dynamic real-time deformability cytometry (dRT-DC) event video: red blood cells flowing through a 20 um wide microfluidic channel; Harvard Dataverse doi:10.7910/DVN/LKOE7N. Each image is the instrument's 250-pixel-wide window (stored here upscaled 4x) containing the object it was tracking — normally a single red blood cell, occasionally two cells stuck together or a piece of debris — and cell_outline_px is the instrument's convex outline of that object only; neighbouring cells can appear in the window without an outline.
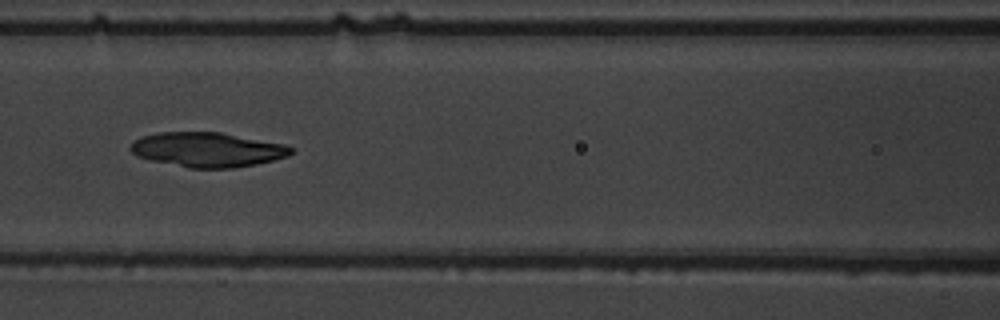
{"species": "common noctule bat (a hibernating species)", "species_latin": "Nyctalus noctula", "temperature_condition": "warm", "stored_images_in_passage": 45, "camera_frame_rate_fps": 3000, "um_per_image_px": 0.085, "animal": {"sex": "male", "body_mass_g": 19.5, "forearm_length_mm": 54.6}, "frame": {"image": 1, "passage_image": 21, "time_ms": 6.667, "image_size_px": [1000, 320], "cell_outline_px": [[296, 152], [288, 156], [256, 164], [232, 168], [188, 168], [152, 160], [136, 156], [128, 148], [136, 140], [144, 136], [160, 132], [220, 132], [284, 144], [296, 148]], "centroid_in_image_um": [17.68, 12.72], "position_along_channel_um": 148.9, "area_um2": 32.31}}
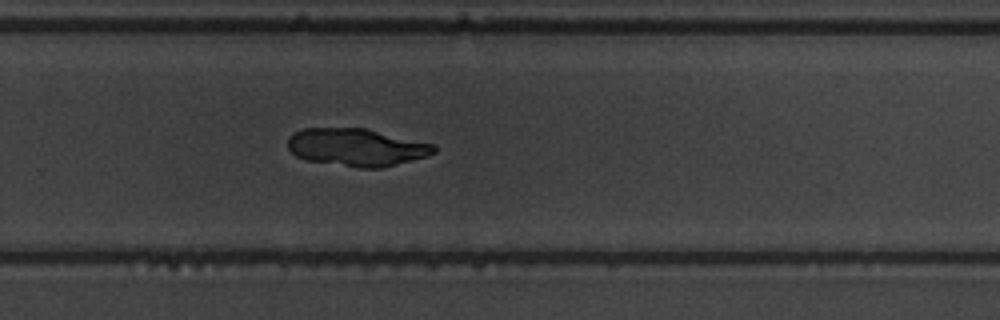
{"frame": {"image": 2, "passage_image": 33, "time_ms": 10.667, "image_size_px": [1000, 320], "cell_outline_px": [[436, 152], [428, 156], [380, 168], [360, 168], [308, 160], [296, 156], [288, 148], [288, 140], [300, 128], [364, 128], [432, 144], [436, 148]], "centroid_in_image_um": [30.3, 12.52], "position_along_channel_um": 299.5, "area_um2": 31.62}}
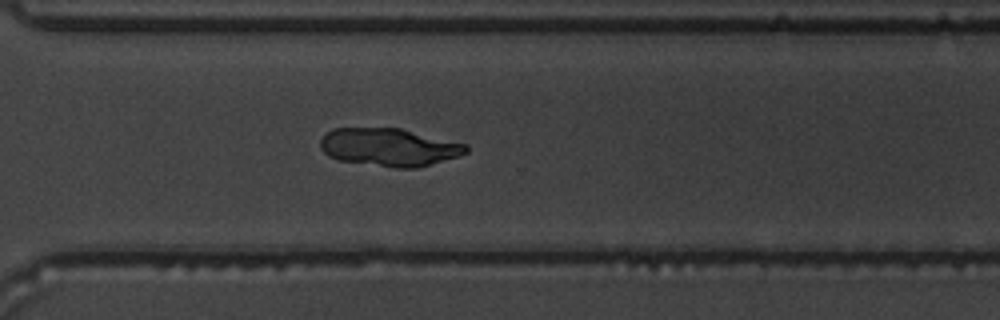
{"frame": {"image": 3, "passage_image": 36, "time_ms": 11.667, "image_size_px": [1000, 320], "cell_outline_px": [[468, 152], [460, 156], [432, 164], [416, 168], [392, 168], [340, 160], [328, 156], [320, 148], [320, 140], [332, 128], [400, 128], [468, 144]], "centroid_in_image_um": [33.11, 12.52], "position_along_channel_um": 337.5, "area_um2": 32.37}}